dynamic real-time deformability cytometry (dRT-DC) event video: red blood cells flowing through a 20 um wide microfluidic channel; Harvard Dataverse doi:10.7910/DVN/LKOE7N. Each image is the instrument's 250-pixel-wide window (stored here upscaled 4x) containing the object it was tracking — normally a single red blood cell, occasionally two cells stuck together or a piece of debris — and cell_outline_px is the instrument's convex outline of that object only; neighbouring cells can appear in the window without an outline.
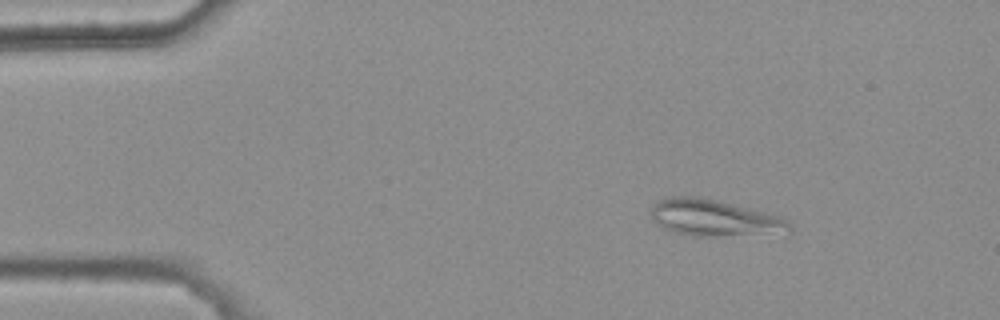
{"species": "common noctule bat (a hibernating species)", "species_latin": "Nyctalus noctula", "temperature_condition": "warm", "stored_images_in_passage": 4, "camera_frame_rate_fps": 3000, "um_per_image_px": 0.085, "animal": {"sex": "female", "body_mass_g": 25.1}, "frame": {"image": 1, "passage_image": 1, "time_ms": 0.0, "image_size_px": [1000, 320], "cell_outline_px": [[792, 232], [708, 236], [696, 236], [676, 232], [664, 228], [656, 224], [652, 220], [652, 208], [660, 200], [672, 196], [696, 196], [764, 212], [780, 216], [788, 220], [792, 228]], "centroid_in_image_um": [60.71, 18.53], "position_along_channel_um": 24.3, "area_um2": 28.73}}